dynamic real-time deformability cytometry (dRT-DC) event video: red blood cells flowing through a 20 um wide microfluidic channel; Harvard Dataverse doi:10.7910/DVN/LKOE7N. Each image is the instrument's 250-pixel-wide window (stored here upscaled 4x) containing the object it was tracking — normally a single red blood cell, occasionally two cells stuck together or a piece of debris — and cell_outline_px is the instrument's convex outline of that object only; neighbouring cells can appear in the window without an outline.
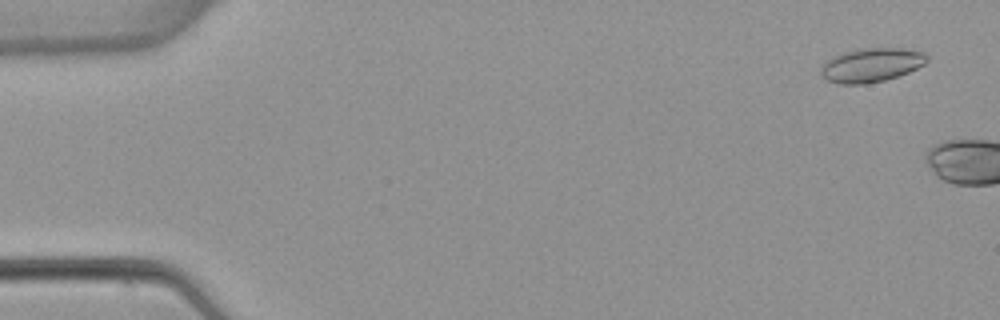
{"species": "common noctule bat (a hibernating species)", "species_latin": "Nyctalus noctula", "temperature_condition": "warm", "stored_images_in_passage": 2, "camera_frame_rate_fps": 3000, "um_per_image_px": 0.085, "animal": {"sex": "female", "body_mass_g": 22.7, "forearm_length_mm": 54.2}, "frame": {"image": 1, "passage_image": 1, "time_ms": 0.0, "image_size_px": [1000, 320], "cell_outline_px": [[928, 60], [924, 64], [908, 72], [884, 80], [864, 84], [840, 84], [828, 80], [820, 72], [820, 68], [832, 56], [844, 52], [860, 48], [900, 48], [924, 52], [928, 56]], "centroid_in_image_um": [74.06, 5.52], "position_along_channel_um": 10.9, "area_um2": 20.81}}